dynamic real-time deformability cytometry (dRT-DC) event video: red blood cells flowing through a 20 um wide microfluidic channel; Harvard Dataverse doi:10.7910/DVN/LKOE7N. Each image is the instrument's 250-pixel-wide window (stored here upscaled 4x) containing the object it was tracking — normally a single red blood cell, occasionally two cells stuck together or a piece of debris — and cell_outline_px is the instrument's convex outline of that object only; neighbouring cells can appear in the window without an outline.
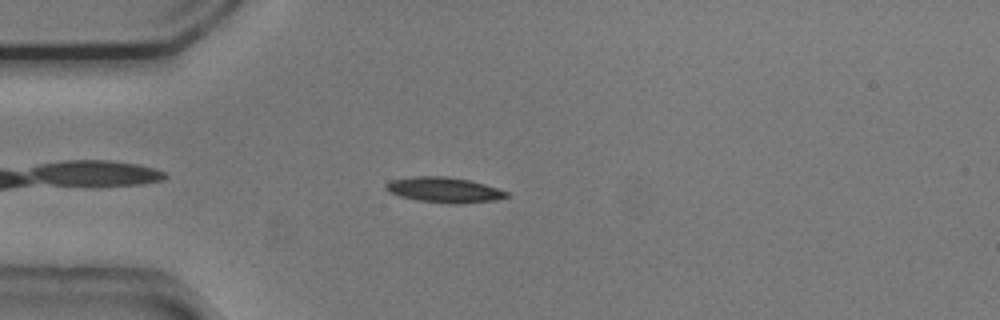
{"species": "common noctule bat (a hibernating species)", "species_latin": "Nyctalus noctula", "temperature_condition": "cold", "stored_images_in_passage": 7, "camera_frame_rate_fps": 3000, "um_per_image_px": 0.085, "animal": {"sex": "male", "body_mass_g": 20.5, "forearm_length_mm": 52.5}, "frame": {"image": 1, "passage_image": 6, "time_ms": 1.667, "image_size_px": [1000, 320], "cell_outline_px": [[508, 196], [492, 200], [456, 204], [416, 200], [400, 196], [388, 192], [384, 188], [384, 184], [392, 180], [412, 176], [448, 176], [468, 180], [484, 184], [508, 192]], "centroid_in_image_um": [37.68, 16.13], "position_along_channel_um": 47.3, "area_um2": 17.63}}